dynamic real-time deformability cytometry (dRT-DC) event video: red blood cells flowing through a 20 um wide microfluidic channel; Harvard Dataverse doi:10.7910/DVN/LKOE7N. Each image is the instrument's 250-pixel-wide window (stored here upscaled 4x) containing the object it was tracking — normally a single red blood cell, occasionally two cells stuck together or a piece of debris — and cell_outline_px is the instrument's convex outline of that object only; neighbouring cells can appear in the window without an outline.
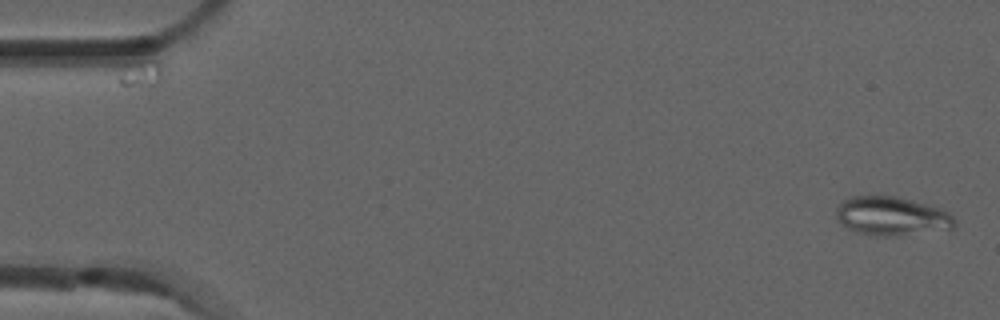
{"species": "common noctule bat (a hibernating species)", "species_latin": "Nyctalus noctula", "temperature_condition": "room temperature", "stored_images_in_passage": 5, "camera_frame_rate_fps": 3000, "um_per_image_px": 0.085, "animal": {"sex": "male", "forearm_length_mm": 52.5}, "frame": {"image": 1, "passage_image": 1, "time_ms": 0.0, "image_size_px": [1000, 320], "cell_outline_px": [[956, 224], [952, 228], [888, 236], [876, 236], [856, 232], [840, 224], [836, 220], [836, 208], [844, 200], [852, 196], [896, 196], [912, 200], [940, 208], [948, 212], [956, 220]], "centroid_in_image_um": [75.75, 18.36], "position_along_channel_um": 9.3, "area_um2": 26.53}}